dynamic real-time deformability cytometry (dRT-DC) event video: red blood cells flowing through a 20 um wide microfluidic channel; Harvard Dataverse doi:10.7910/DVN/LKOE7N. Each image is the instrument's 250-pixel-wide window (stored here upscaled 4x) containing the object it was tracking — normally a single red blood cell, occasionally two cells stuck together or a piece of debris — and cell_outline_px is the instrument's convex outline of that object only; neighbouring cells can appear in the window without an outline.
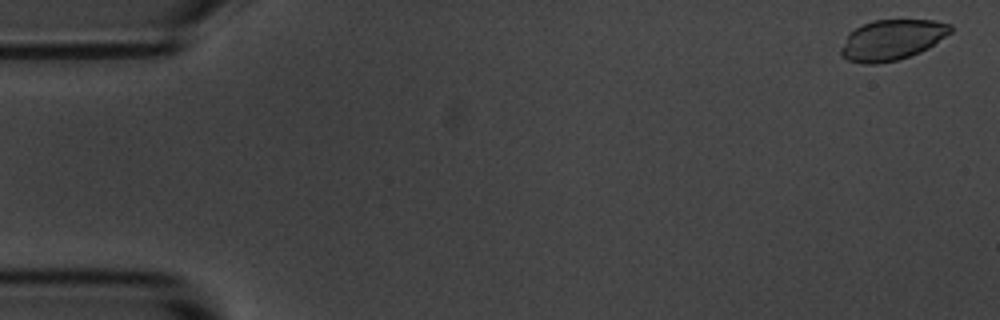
{"species": "common noctule bat (a hibernating species)", "species_latin": "Nyctalus noctula", "temperature_condition": "room temperature", "stored_images_in_passage": 5, "camera_frame_rate_fps": 3000, "um_per_image_px": 0.085, "animal": {"sex": "male", "body_mass_g": 20.1, "forearm_length_mm": 53.5}, "frame": {"image": 1, "passage_image": 1, "time_ms": 0.0, "image_size_px": [1000, 320], "cell_outline_px": [[952, 32], [928, 48], [920, 52], [896, 60], [876, 64], [864, 64], [848, 60], [840, 56], [840, 48], [848, 32], [872, 20], [936, 20], [952, 24]], "centroid_in_image_um": [75.8, 3.38], "position_along_channel_um": 9.2, "area_um2": 25.95}}